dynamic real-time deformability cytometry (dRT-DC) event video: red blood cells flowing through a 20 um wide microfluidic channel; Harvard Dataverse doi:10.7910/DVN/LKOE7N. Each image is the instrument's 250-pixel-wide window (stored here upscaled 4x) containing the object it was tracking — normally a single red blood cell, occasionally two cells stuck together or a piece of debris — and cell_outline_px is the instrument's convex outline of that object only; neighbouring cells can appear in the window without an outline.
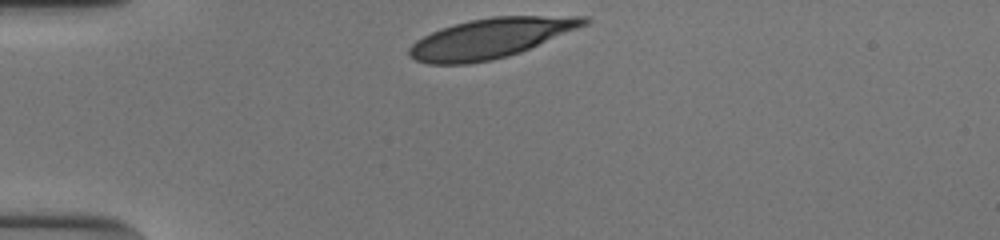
{"species": "human", "species_latin": "Homo sapiens", "temperature_condition": "cold", "stored_images_in_passage": 31, "camera_frame_rate_fps": 3000, "um_per_image_px": 0.085, "donor": {"sex": "male"}, "frame": {"image": 1, "passage_image": 1, "time_ms": 0.0, "image_size_px": [1000, 240], "cell_outline_px": [[592, 20], [588, 24], [520, 52], [508, 56], [492, 60], [468, 64], [428, 64], [416, 60], [408, 56], [408, 48], [416, 40], [440, 28], [468, 20], [492, 16], [588, 16]], "centroid_in_image_um": [41.69, 3.24], "position_along_channel_um": 43.3, "area_um2": 40.63}}
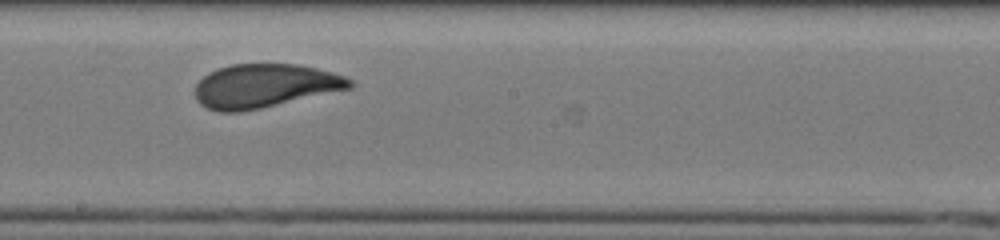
{"frame": {"image": 2, "passage_image": 18, "time_ms": 5.667, "image_size_px": [1000, 240], "cell_outline_px": [[356, 84], [352, 88], [260, 108], [240, 112], [216, 112], [200, 104], [196, 100], [196, 84], [208, 72], [232, 64], [300, 64], [316, 68], [344, 76], [352, 80]], "centroid_in_image_um": [22.5, 7.3], "position_along_channel_um": 225.7, "area_um2": 39.3}}
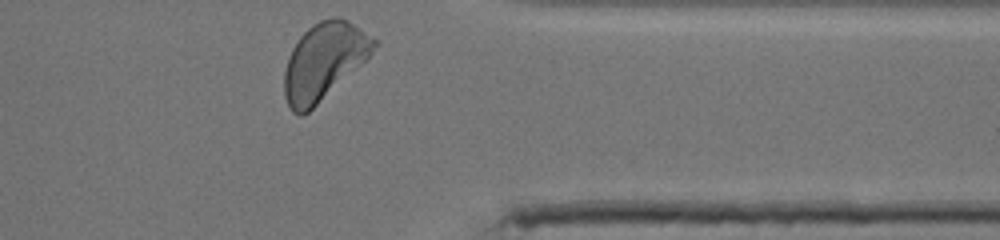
{"frame": {"image": 3, "passage_image": 31, "time_ms": 10.0, "image_size_px": [1000, 240], "cell_outline_px": [[380, 44], [360, 64], [308, 112], [300, 116], [292, 112], [284, 96], [284, 72], [288, 56], [292, 48], [300, 36], [312, 24], [320, 20], [332, 16], [336, 16], [348, 20], [376, 40]], "centroid_in_image_um": [27.5, 5.19], "position_along_channel_um": 383.9, "area_um2": 39.54}, "authors_computed_cell_mechanics": {"area_um2": 40.0554, "velocity_mm_per_s": 3.8101, "shape_relaxation_time_tau1_ms": 4.8589, "shape_relaxation_time_tau2_ms": null, "deformation_change_tau1": 0.1815, "deformation_change_tau2": null}}